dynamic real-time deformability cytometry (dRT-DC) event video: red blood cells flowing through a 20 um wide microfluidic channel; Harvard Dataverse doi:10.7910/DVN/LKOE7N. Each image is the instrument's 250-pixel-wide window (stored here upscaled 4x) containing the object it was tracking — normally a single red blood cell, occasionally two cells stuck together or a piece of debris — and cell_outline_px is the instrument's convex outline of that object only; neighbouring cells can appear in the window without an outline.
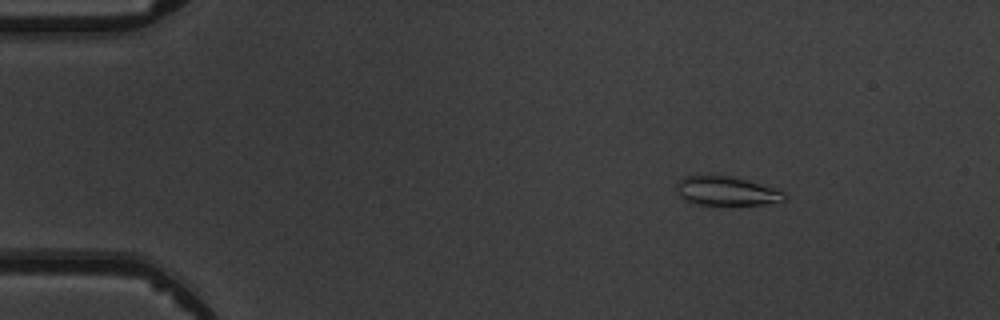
{"species": "common noctule bat (a hibernating species)", "species_latin": "Nyctalus noctula", "temperature_condition": "warm", "stored_images_in_passage": 3, "camera_frame_rate_fps": 3000, "um_per_image_px": 0.085, "animal": {"sex": "male", "body_mass_g": 19.5, "forearm_length_mm": 54.6}, "frame": {"image": 1, "passage_image": 1, "time_ms": 0.0, "image_size_px": [1000, 320], "cell_outline_px": [[788, 196], [784, 200], [764, 204], [696, 204], [684, 200], [676, 192], [676, 184], [684, 176], [708, 172], [732, 176], [748, 180], [776, 188], [784, 192]], "centroid_in_image_um": [61.69, 16.18], "position_along_channel_um": 23.3, "area_um2": 18.84}}